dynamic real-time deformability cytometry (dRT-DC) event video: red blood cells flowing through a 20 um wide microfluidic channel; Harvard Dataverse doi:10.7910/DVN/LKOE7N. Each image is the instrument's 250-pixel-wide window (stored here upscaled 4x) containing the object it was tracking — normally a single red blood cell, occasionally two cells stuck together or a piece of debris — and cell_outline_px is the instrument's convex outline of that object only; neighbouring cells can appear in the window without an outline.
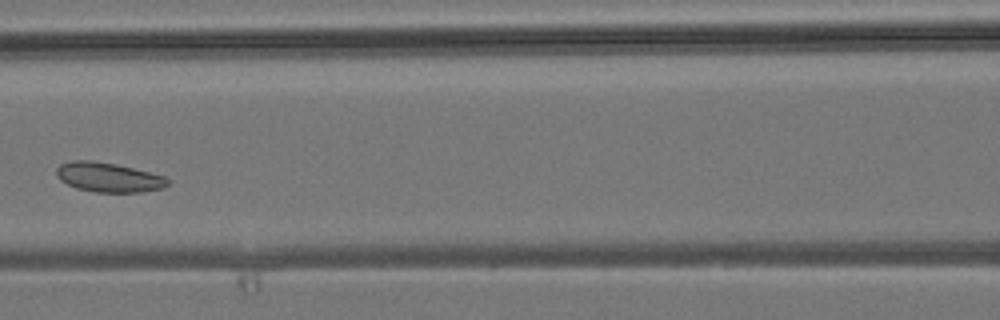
{"species": "common noctule bat (a hibernating species)", "species_latin": "Nyctalus noctula", "temperature_condition": "room temperature", "stored_images_in_passage": 6, "camera_frame_rate_fps": 3000, "um_per_image_px": 0.085, "animal": {"sex": "male", "body_mass_g": 19.2, "forearm_length_mm": 51.8}, "frame": {"image": 1, "passage_image": 6, "time_ms": 5.667, "image_size_px": [1000, 320], "cell_outline_px": [[172, 180], [168, 184], [160, 188], [140, 192], [96, 192], [76, 188], [60, 180], [56, 176], [56, 168], [60, 164], [72, 160], [96, 160], [116, 164], [164, 176]], "centroid_in_image_um": [9.19, 15.06], "position_along_channel_um": 157.4, "area_um2": 19.13}}